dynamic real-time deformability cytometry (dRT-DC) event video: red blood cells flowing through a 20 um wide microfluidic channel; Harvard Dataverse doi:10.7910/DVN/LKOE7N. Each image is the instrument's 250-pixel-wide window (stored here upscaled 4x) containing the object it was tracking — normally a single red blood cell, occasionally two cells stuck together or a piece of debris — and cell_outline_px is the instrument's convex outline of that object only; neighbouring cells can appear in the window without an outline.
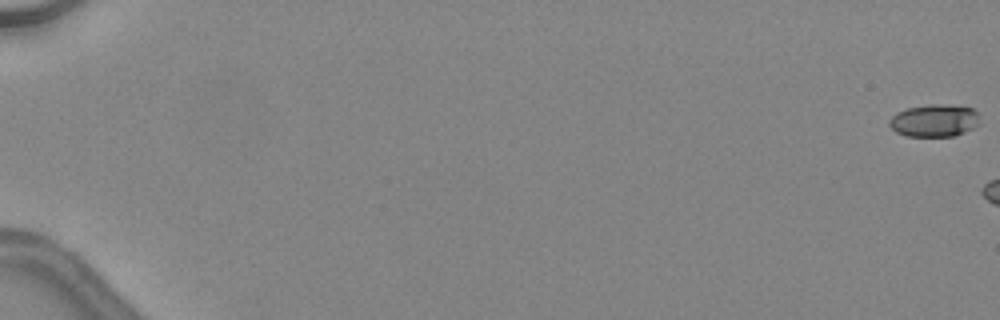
{"species": "common noctule bat (a hibernating species)", "species_latin": "Nyctalus noctula", "temperature_condition": "warm", "stored_images_in_passage": 6, "camera_frame_rate_fps": 3000, "um_per_image_px": 0.085, "animal": {"sex": "female", "body_mass_g": 24.6, "forearm_length_mm": 56.2}, "frame": {"image": 1, "passage_image": 1, "time_ms": 0.0, "image_size_px": [1000, 320], "cell_outline_px": [[976, 124], [972, 128], [964, 132], [952, 136], [908, 136], [896, 132], [888, 124], [888, 120], [896, 112], [908, 108], [932, 104], [940, 104], [972, 108], [976, 112]], "centroid_in_image_um": [79.34, 10.25], "position_along_channel_um": 5.7, "area_um2": 16.7}}